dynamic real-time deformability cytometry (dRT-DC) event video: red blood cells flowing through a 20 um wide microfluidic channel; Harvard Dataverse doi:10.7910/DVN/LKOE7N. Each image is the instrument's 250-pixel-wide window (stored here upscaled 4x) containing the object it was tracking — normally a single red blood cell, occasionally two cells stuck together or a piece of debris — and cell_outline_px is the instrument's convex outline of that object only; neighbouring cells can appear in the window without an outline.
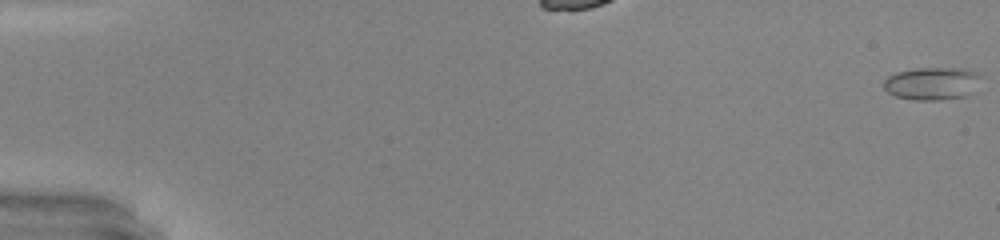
{"species": "common noctule bat (a hibernating species)", "species_latin": "Nyctalus noctula", "temperature_condition": "warm", "stored_images_in_passage": 50, "camera_frame_rate_fps": 3000, "um_per_image_px": 0.085, "animal": {"sex": "male", "body_mass_g": 20.0, "forearm_length_mm": 53.3}, "frame": {"image": 1, "passage_image": 1, "time_ms": 0.0, "image_size_px": [1000, 240], "cell_outline_px": [[984, 76], [972, 92], [968, 96], [940, 100], [916, 100], [896, 96], [888, 92], [884, 88], [884, 80], [888, 76], [896, 72], [916, 68], [968, 68], [984, 72]], "centroid_in_image_um": [79.33, 7.07], "position_along_channel_um": 5.7, "area_um2": 19.07}}
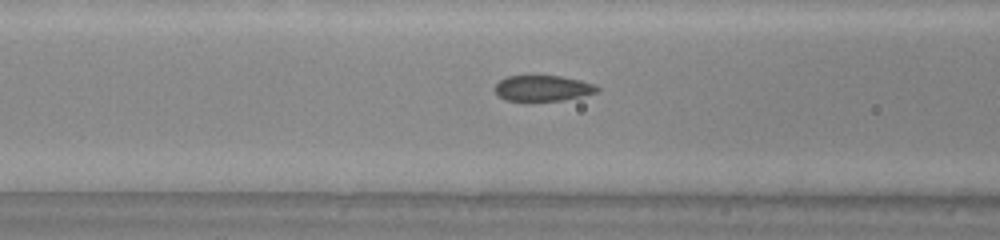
{"frame": {"image": 2, "passage_image": 22, "time_ms": 7.0, "image_size_px": [1000, 240], "cell_outline_px": [[600, 88], [596, 92], [564, 100], [504, 100], [492, 88], [500, 80], [508, 76], [560, 76], [580, 80], [596, 84]], "centroid_in_image_um": [46.13, 7.49], "position_along_channel_um": 120.5, "area_um2": 15.14}}
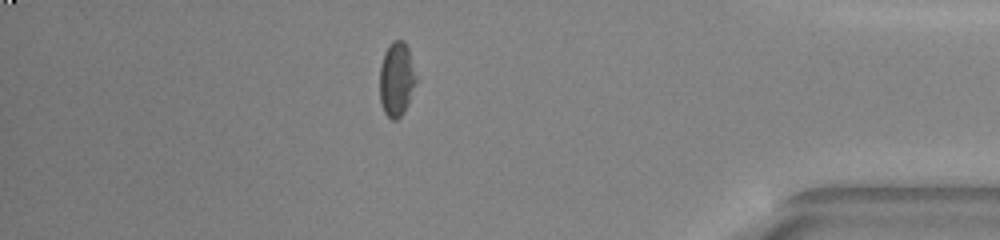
{"frame": {"image": 3, "passage_image": 44, "time_ms": 14.333, "image_size_px": [1000, 240], "cell_outline_px": [[416, 84], [408, 104], [404, 112], [396, 120], [392, 120], [384, 112], [380, 100], [380, 64], [384, 52], [388, 44], [392, 40], [404, 40], [408, 48], [416, 80]], "centroid_in_image_um": [33.69, 6.72], "position_along_channel_um": 401.5, "area_um2": 15.78}, "authors_computed_cell_mechanics": {"area_um2": 16.3285, "velocity_mm_per_s": 4.2863, "shape_relaxation_time_tau1_ms": null, "shape_relaxation_time_tau2_ms": 0.8965, "deformation_change_tau1": null, "deformation_change_tau2": 0.0747}}